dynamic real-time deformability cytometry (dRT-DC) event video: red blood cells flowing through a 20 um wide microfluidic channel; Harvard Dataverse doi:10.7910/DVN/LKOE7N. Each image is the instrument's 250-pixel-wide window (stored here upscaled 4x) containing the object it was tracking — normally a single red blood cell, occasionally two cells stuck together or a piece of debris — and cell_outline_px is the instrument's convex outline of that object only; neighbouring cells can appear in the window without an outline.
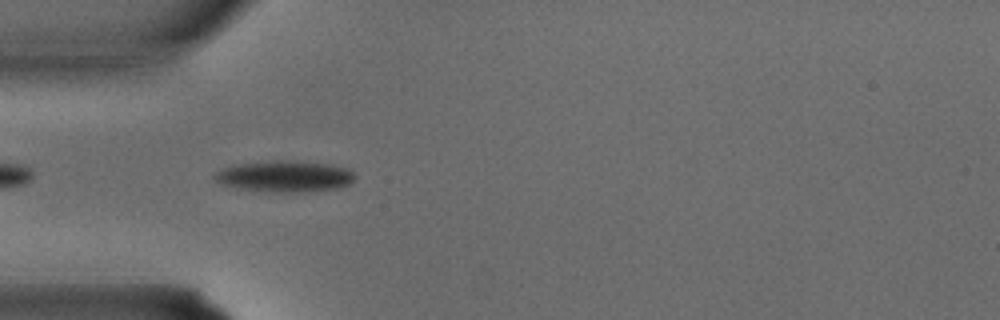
{"species": "common noctule bat (a hibernating species)", "species_latin": "Nyctalus noctula", "temperature_condition": "warm", "stored_images_in_passage": 19, "camera_frame_rate_fps": 3000, "um_per_image_px": 0.085, "animal": {"sex": "male", "body_mass_g": 15.6}, "frame": {"image": 1, "passage_image": 4, "time_ms": 1.0, "image_size_px": [1000, 320], "cell_outline_px": [[356, 176], [348, 184], [340, 188], [300, 192], [276, 192], [236, 188], [220, 184], [212, 176], [212, 172], [236, 164], [276, 160], [292, 160], [328, 164], [348, 168]], "centroid_in_image_um": [24.17, 14.98], "position_along_channel_um": 60.8, "area_um2": 25.66}}
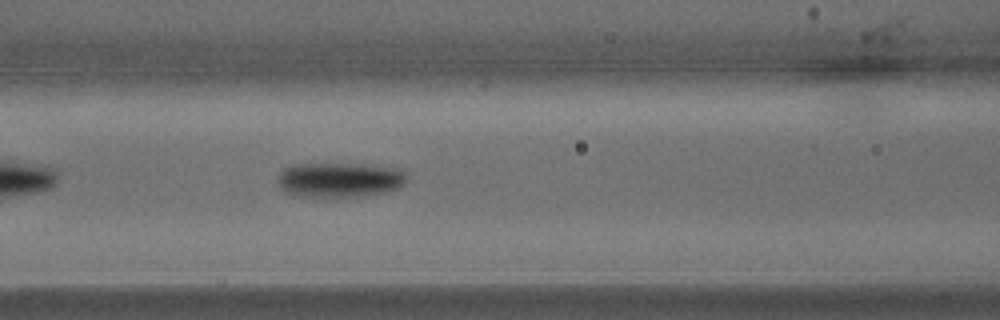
{"frame": {"image": 2, "passage_image": 8, "time_ms": 2.333, "image_size_px": [1000, 320], "cell_outline_px": [[408, 176], [404, 184], [396, 188], [384, 192], [356, 196], [304, 196], [284, 192], [280, 188], [276, 180], [280, 172], [284, 168], [296, 164], [372, 164], [404, 168]], "centroid_in_image_um": [28.91, 15.25], "position_along_channel_um": 137.7, "area_um2": 26.36}}
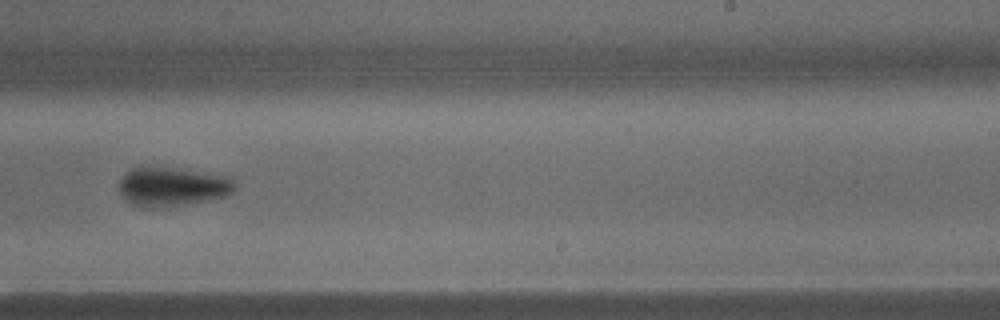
{"frame": {"image": 3, "passage_image": 15, "time_ms": 4.667, "image_size_px": [1000, 320], "cell_outline_px": [[236, 188], [232, 192], [224, 196], [188, 204], [152, 208], [148, 208], [132, 204], [120, 192], [120, 180], [132, 168], [164, 168], [228, 176], [236, 184]], "centroid_in_image_um": [14.66, 15.9], "position_along_channel_um": 274.3, "area_um2": 25.43}}